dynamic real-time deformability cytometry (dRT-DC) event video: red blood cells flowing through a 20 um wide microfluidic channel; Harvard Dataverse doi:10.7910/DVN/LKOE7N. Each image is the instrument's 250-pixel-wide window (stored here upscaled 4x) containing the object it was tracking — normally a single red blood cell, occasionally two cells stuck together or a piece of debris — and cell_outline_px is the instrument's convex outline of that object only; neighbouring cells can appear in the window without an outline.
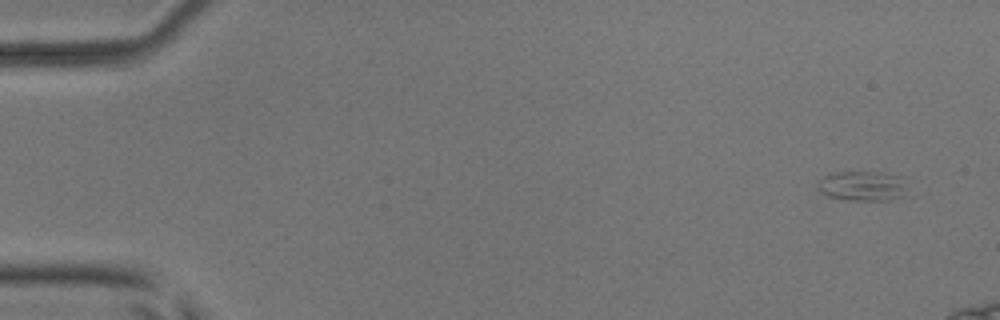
{"species": "common noctule bat (a hibernating species)", "species_latin": "Nyctalus noctula", "temperature_condition": "room temperature", "stored_images_in_passage": 4, "camera_frame_rate_fps": 3000, "um_per_image_px": 0.085, "animal": {"sex": "male", "body_mass_g": 17.9, "forearm_length_mm": 54.2}, "frame": {"image": 1, "passage_image": 1, "time_ms": 0.0, "image_size_px": [1000, 320], "cell_outline_px": [[908, 188], [904, 196], [892, 200], [844, 200], [828, 196], [820, 192], [816, 188], [816, 184], [824, 176], [832, 172], [880, 172], [900, 176]], "centroid_in_image_um": [73.3, 15.81], "position_along_channel_um": 11.7, "area_um2": 15.9}}